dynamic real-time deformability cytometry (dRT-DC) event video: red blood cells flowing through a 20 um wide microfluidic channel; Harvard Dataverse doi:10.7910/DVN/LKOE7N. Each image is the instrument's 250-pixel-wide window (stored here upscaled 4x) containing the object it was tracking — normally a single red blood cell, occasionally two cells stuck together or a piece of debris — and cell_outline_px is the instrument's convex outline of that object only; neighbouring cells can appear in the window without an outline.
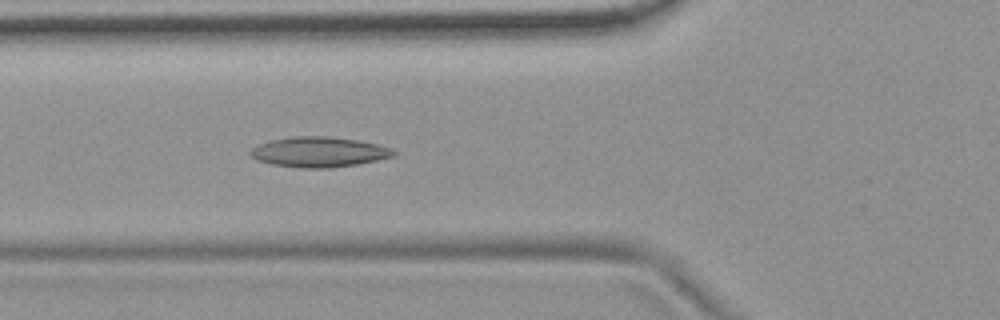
{"species": "common noctule bat (a hibernating species)", "species_latin": "Nyctalus noctula", "temperature_condition": "room temperature", "stored_images_in_passage": 3, "camera_frame_rate_fps": 3000, "um_per_image_px": 0.085, "animal": {"sex": "female", "body_mass_g": 19.9}, "frame": {"image": 1, "passage_image": 3, "time_ms": 2.333, "image_size_px": [1000, 320], "cell_outline_px": [[396, 152], [392, 156], [376, 160], [356, 164], [328, 168], [300, 168], [272, 164], [256, 160], [248, 156], [248, 152], [252, 148], [268, 140], [292, 136], [328, 136], [356, 140], [376, 144], [392, 148]], "centroid_in_image_um": [27.03, 12.91], "position_along_channel_um": 98.8, "area_um2": 25.2}}